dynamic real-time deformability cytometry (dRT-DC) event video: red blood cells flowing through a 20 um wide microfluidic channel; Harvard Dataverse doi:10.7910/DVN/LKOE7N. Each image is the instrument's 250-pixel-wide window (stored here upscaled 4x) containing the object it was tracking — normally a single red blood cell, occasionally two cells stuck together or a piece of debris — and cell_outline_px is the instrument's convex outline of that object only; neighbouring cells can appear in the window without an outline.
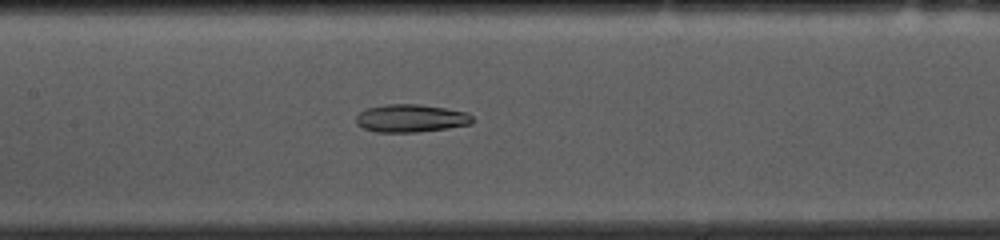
{"species": "common noctule bat (a hibernating species)", "species_latin": "Nyctalus noctula", "temperature_condition": "cold", "stored_images_in_passage": 53, "camera_frame_rate_fps": 3000, "um_per_image_px": 0.085, "animal": {"sex": "female", "body_mass_g": 10.0, "forearm_length_mm": 53.1}, "frame": {"image": 1, "passage_image": 24, "time_ms": 7.667, "image_size_px": [1000, 240], "cell_outline_px": [[472, 124], [448, 128], [416, 132], [376, 132], [364, 128], [356, 124], [356, 116], [364, 108], [384, 104], [416, 104], [444, 108], [468, 112], [472, 116]], "centroid_in_image_um": [34.9, 10.05], "position_along_channel_um": 172.5, "area_um2": 18.96}}
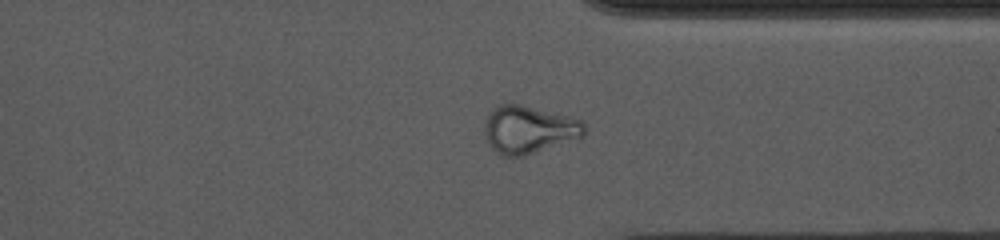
{"frame": {"image": 2, "passage_image": 40, "time_ms": 13.0, "image_size_px": [1000, 240], "cell_outline_px": [[584, 136], [524, 156], [504, 156], [496, 152], [488, 144], [484, 136], [484, 124], [492, 108], [500, 104], [520, 104], [568, 116], [580, 120], [584, 124]], "centroid_in_image_um": [44.9, 11.02], "position_along_channel_um": 366.5, "area_um2": 27.57}}
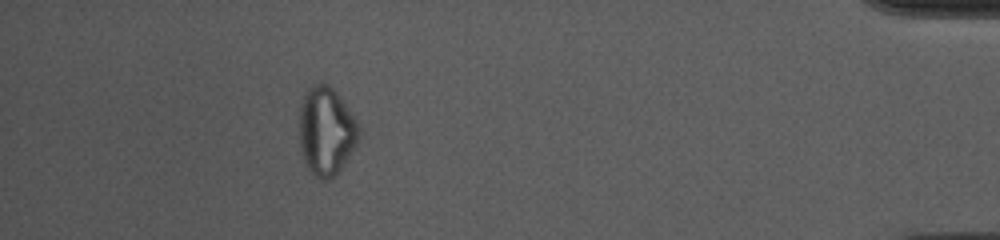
{"frame": {"image": 3, "passage_image": 48, "time_ms": 15.667, "image_size_px": [1000, 240], "cell_outline_px": [[360, 136], [356, 144], [336, 176], [328, 180], [320, 180], [304, 164], [300, 148], [296, 116], [304, 92], [312, 84], [320, 80], [328, 84], [336, 92], [356, 120], [360, 128]], "centroid_in_image_um": [27.66, 11.11], "position_along_channel_um": 407.5, "area_um2": 31.5}, "authors_computed_cell_mechanics": {"area_um2": 23.12, "velocity_mm_per_s": 3.6794, "shape_relaxation_time_tau1_ms": null, "shape_relaxation_time_tau2_ms": 2.2609, "deformation_change_tau1": null, "deformation_change_tau2": 0.104}}